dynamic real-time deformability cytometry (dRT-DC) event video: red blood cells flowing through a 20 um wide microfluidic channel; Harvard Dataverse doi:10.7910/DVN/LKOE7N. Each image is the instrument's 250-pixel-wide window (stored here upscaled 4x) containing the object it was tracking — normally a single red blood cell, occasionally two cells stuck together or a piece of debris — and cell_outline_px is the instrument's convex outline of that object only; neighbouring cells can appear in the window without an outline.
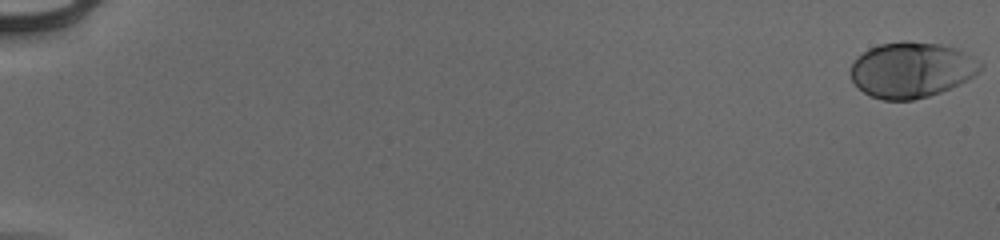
{"species": "human", "species_latin": "Homo sapiens", "temperature_condition": "cold", "stored_images_in_passage": 55, "camera_frame_rate_fps": 3000, "um_per_image_px": 0.085, "donor": {"sex": "male"}, "frame": {"image": 1, "passage_image": 1, "time_ms": 0.0, "image_size_px": [1000, 240], "cell_outline_px": [[984, 68], [980, 72], [968, 80], [960, 84], [940, 92], [928, 96], [912, 100], [884, 100], [872, 96], [864, 92], [852, 80], [852, 64], [856, 56], [868, 48], [880, 44], [904, 40], [908, 40], [940, 44], [960, 48], [980, 60], [984, 64]], "centroid_in_image_um": [77.55, 5.91], "position_along_channel_um": 7.5, "area_um2": 42.54}}
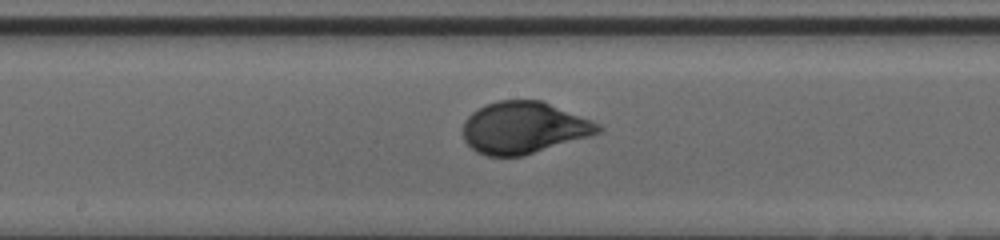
{"frame": {"image": 2, "passage_image": 32, "time_ms": 10.333, "image_size_px": [1000, 240], "cell_outline_px": [[604, 128], [600, 132], [592, 136], [524, 156], [488, 156], [476, 152], [464, 140], [464, 120], [472, 112], [484, 104], [500, 100], [540, 100], [592, 120], [600, 124]], "centroid_in_image_um": [44.54, 10.86], "position_along_channel_um": 203.7, "area_um2": 41.04}}
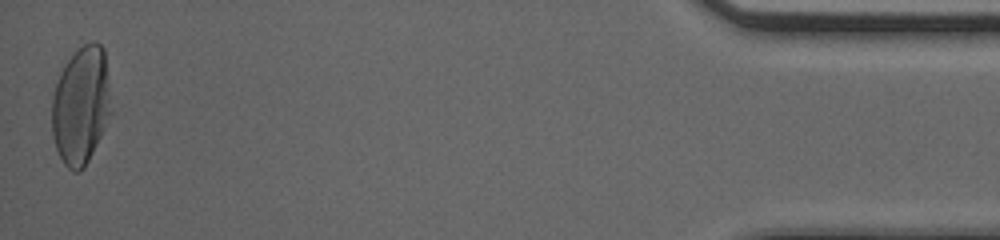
{"frame": {"image": 3, "passage_image": 55, "time_ms": 18.0, "image_size_px": [1000, 240], "cell_outline_px": [[112, 112], [84, 168], [80, 172], [72, 172], [64, 164], [56, 148], [52, 136], [52, 96], [60, 72], [68, 60], [84, 44], [92, 40], [96, 40], [104, 48]], "centroid_in_image_um": [6.88, 8.96], "position_along_channel_um": 428.3, "area_um2": 40.58}, "authors_computed_cell_mechanics": {"area_um2": 40.2866, "velocity_mm_per_s": 3.9328, "shape_relaxation_time_tau1_ms": 2.7198, "shape_relaxation_time_tau2_ms": null, "deformation_change_tau1": 0.1758, "deformation_change_tau2": null}}